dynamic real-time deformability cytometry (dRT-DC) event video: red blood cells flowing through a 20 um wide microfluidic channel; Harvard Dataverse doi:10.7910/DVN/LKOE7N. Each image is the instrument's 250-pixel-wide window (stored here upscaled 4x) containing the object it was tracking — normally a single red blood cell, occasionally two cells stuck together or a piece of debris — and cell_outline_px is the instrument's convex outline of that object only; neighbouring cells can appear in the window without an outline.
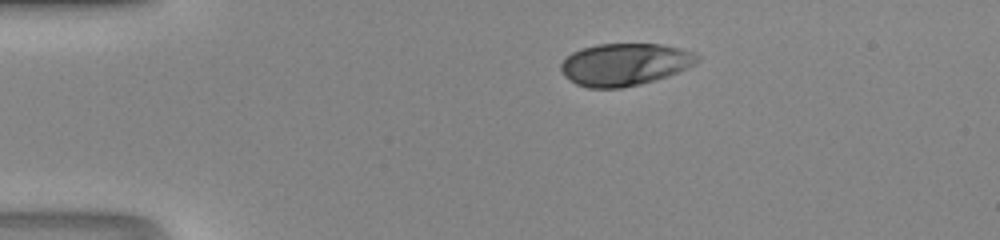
{"species": "human", "species_latin": "Homo sapiens", "temperature_condition": "room temperature", "stored_images_in_passage": 32, "camera_frame_rate_fps": 3000, "um_per_image_px": 0.085, "donor": {"sex": "male"}, "frame": {"image": 1, "passage_image": 1, "time_ms": 0.0, "image_size_px": [1000, 240], "cell_outline_px": [[700, 60], [688, 68], [668, 76], [640, 84], [620, 88], [588, 88], [576, 84], [564, 76], [560, 68], [560, 64], [572, 52], [580, 48], [596, 44], [660, 44], [680, 48], [696, 52], [700, 56]], "centroid_in_image_um": [53.12, 5.47], "position_along_channel_um": 31.9, "area_um2": 33.81}}
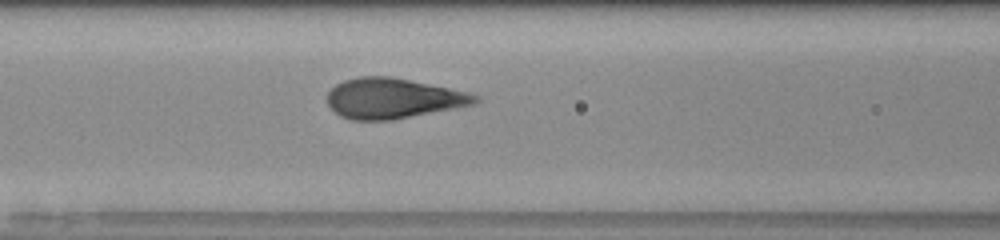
{"frame": {"image": 2, "passage_image": 12, "time_ms": 3.667, "image_size_px": [1000, 240], "cell_outline_px": [[480, 100], [476, 104], [456, 108], [392, 120], [352, 120], [340, 116], [328, 104], [328, 92], [336, 84], [344, 80], [360, 76], [388, 76], [468, 92], [480, 96]], "centroid_in_image_um": [33.42, 8.37], "position_along_channel_um": 133.2, "area_um2": 34.51}}
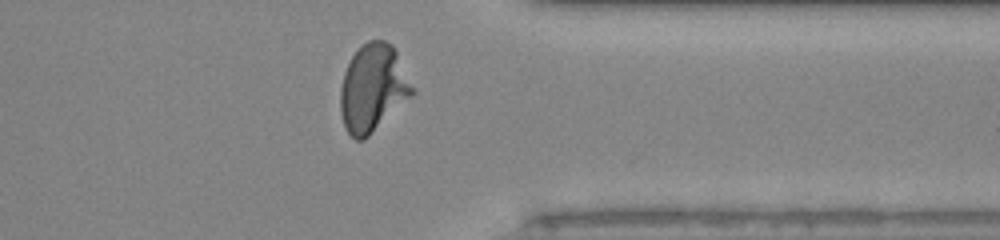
{"frame": {"image": 3, "passage_image": 29, "time_ms": 9.333, "image_size_px": [1000, 240], "cell_outline_px": [[416, 92], [412, 96], [364, 140], [356, 140], [348, 132], [344, 124], [340, 112], [340, 88], [344, 72], [352, 56], [368, 40], [384, 40], [392, 44], [396, 48], [416, 88]], "centroid_in_image_um": [31.74, 7.47], "position_along_channel_um": 379.7, "area_um2": 36.93}}